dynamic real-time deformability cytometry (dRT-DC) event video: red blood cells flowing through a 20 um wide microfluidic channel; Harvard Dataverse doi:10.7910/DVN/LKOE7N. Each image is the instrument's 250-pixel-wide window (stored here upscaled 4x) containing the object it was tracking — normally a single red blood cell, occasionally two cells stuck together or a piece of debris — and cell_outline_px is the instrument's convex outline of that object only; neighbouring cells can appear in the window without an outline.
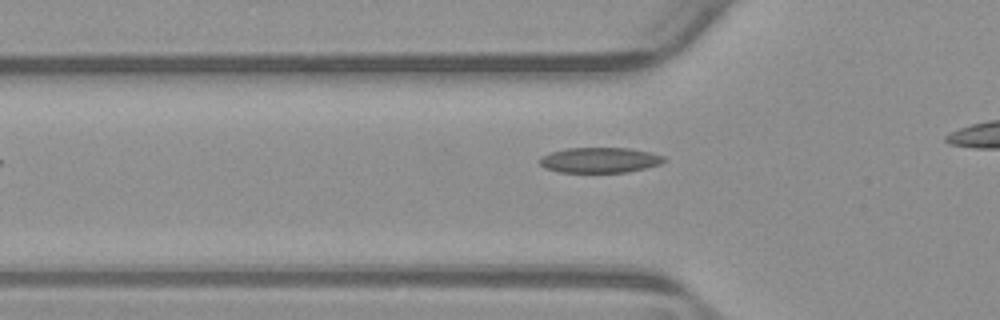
{"species": "common noctule bat (a hibernating species)", "species_latin": "Nyctalus noctula", "temperature_condition": "warm", "stored_images_in_passage": 9, "camera_frame_rate_fps": 3000, "um_per_image_px": 0.085, "animal": {"sex": "male", "body_mass_g": 23.1, "forearm_length_mm": 52.7}, "frame": {"image": 1, "passage_image": 3, "time_ms": 0.667, "image_size_px": [1000, 320], "cell_outline_px": [[668, 160], [660, 164], [628, 172], [560, 172], [544, 168], [540, 164], [540, 156], [552, 152], [568, 148], [628, 148], [648, 152], [664, 156]], "centroid_in_image_um": [50.98, 13.61], "position_along_channel_um": 74.8, "area_um2": 18.26}}
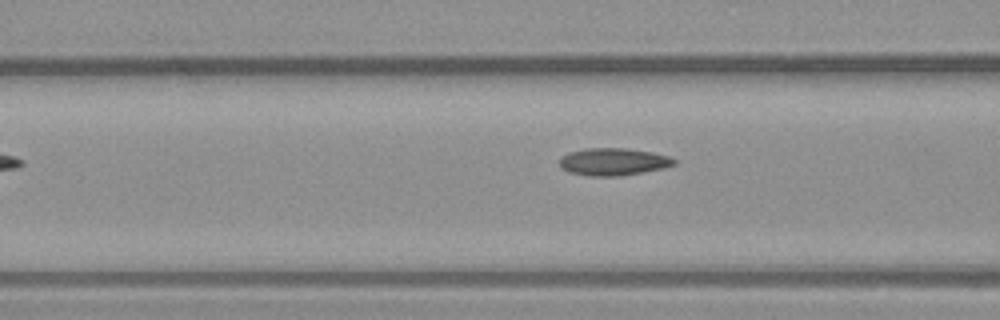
{"frame": {"image": 2, "passage_image": 6, "time_ms": 1.667, "image_size_px": [1000, 320], "cell_outline_px": [[676, 164], [664, 168], [616, 176], [588, 176], [568, 172], [560, 168], [560, 156], [568, 152], [584, 148], [628, 148], [652, 152], [668, 156], [676, 160]], "centroid_in_image_um": [52.08, 13.74], "position_along_channel_um": 114.5, "area_um2": 18.38}}